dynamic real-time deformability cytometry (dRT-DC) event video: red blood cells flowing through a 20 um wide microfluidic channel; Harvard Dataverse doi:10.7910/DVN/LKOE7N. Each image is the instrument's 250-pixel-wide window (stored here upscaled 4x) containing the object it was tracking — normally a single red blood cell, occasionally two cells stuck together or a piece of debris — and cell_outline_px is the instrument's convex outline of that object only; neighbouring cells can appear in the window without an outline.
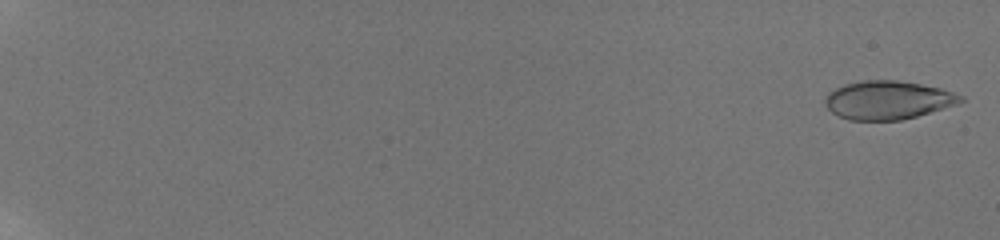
{"species": "human", "species_latin": "Homo sapiens", "temperature_condition": "room temperature", "stored_images_in_passage": 59, "camera_frame_rate_fps": 3000, "um_per_image_px": 0.085, "donor": {"sex": "male"}, "frame": {"image": 1, "passage_image": 2, "time_ms": 0.333, "image_size_px": [1000, 240], "cell_outline_px": [[964, 100], [956, 104], [916, 116], [900, 120], [848, 120], [832, 112], [824, 104], [824, 100], [828, 92], [844, 84], [860, 80], [896, 80], [920, 84], [940, 88], [964, 96]], "centroid_in_image_um": [75.43, 8.5], "position_along_channel_um": 9.6, "area_um2": 30.23}}
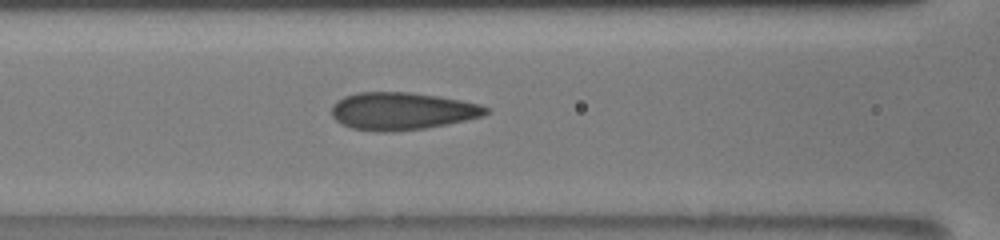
{"frame": {"image": 2, "passage_image": 31, "time_ms": 10.0, "image_size_px": [1000, 240], "cell_outline_px": [[492, 112], [484, 116], [448, 124], [424, 128], [392, 132], [376, 132], [352, 128], [336, 120], [332, 116], [332, 104], [336, 100], [344, 96], [360, 92], [408, 92], [436, 96], [460, 100], [480, 104], [492, 108]], "centroid_in_image_um": [34.21, 9.45], "position_along_channel_um": 132.4, "area_um2": 33.93}}
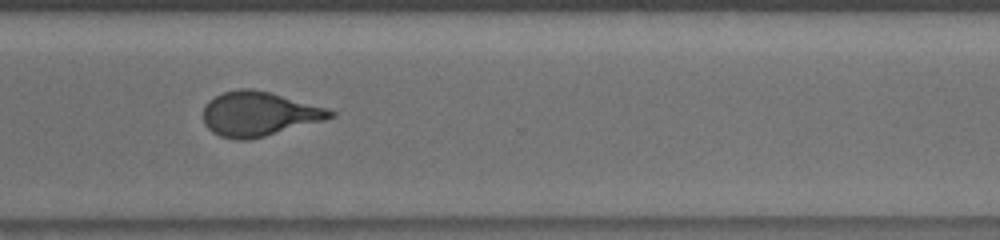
{"frame": {"image": 3, "passage_image": 48, "time_ms": 15.667, "image_size_px": [1000, 240], "cell_outline_px": [[336, 116], [324, 120], [264, 136], [248, 140], [236, 140], [220, 136], [212, 132], [204, 124], [204, 104], [208, 100], [224, 92], [236, 88], [252, 88], [272, 92], [328, 108], [336, 112]], "centroid_in_image_um": [22.0, 9.66], "position_along_channel_um": 348.6, "area_um2": 33.06}, "authors_computed_cell_mechanics": {"area_um2": 32.4836, "velocity_mm_per_s": 3.8263, "shape_relaxation_time_tau1_ms": 6.5704, "shape_relaxation_time_tau2_ms": 0.6468, "deformation_change_tau1": 0.1916, "deformation_change_tau2": 0.0611}}